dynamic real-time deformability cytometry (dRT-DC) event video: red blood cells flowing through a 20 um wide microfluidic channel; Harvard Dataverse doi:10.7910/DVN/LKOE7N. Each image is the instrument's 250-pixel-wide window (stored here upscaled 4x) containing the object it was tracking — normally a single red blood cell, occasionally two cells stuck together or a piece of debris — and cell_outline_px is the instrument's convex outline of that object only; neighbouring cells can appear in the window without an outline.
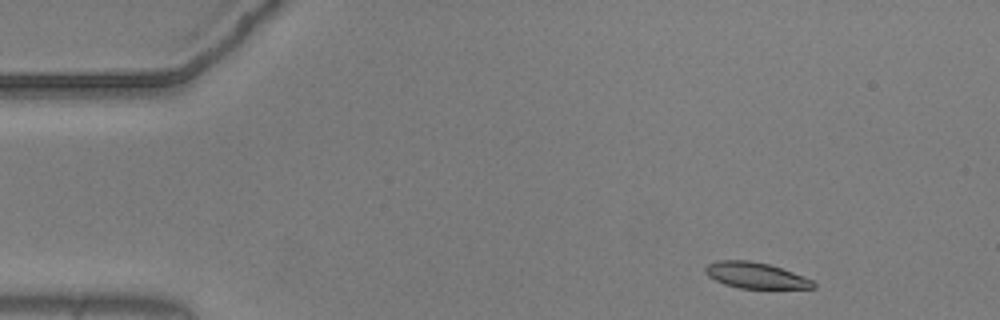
{"species": "common noctule bat (a hibernating species)", "species_latin": "Nyctalus noctula", "temperature_condition": "warm", "stored_images_in_passage": 50, "camera_frame_rate_fps": 3000, "um_per_image_px": 0.085, "animal": {"sex": "male", "body_mass_g": 20.5, "forearm_length_mm": 52.5}, "frame": {"image": 1, "passage_image": 2, "time_ms": 0.333, "image_size_px": [1000, 320], "cell_outline_px": [[816, 288], [740, 288], [724, 284], [708, 276], [704, 272], [704, 268], [708, 264], [716, 260], [748, 260], [768, 264], [792, 272], [812, 280], [816, 284]], "centroid_in_image_um": [64.19, 23.4], "position_along_channel_um": 20.8, "area_um2": 16.18}}
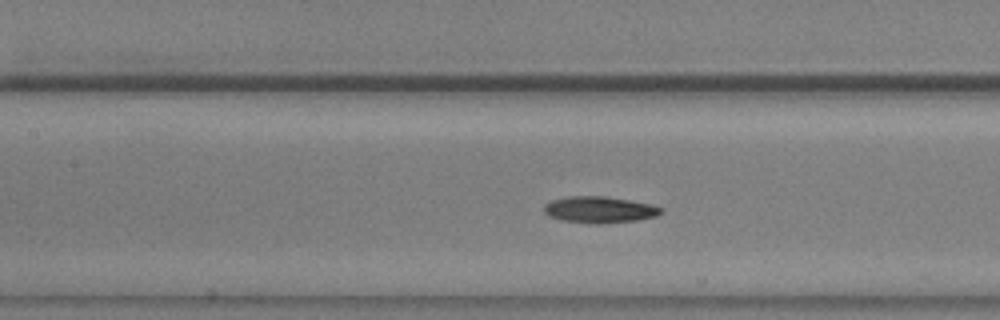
{"frame": {"image": 2, "passage_image": 20, "time_ms": 6.333, "image_size_px": [1000, 320], "cell_outline_px": [[664, 212], [656, 216], [636, 220], [604, 224], [596, 224], [560, 220], [548, 216], [544, 212], [544, 204], [552, 200], [568, 196], [604, 196], [652, 204], [664, 208]], "centroid_in_image_um": [50.96, 17.83], "position_along_channel_um": 156.4, "area_um2": 18.21}}
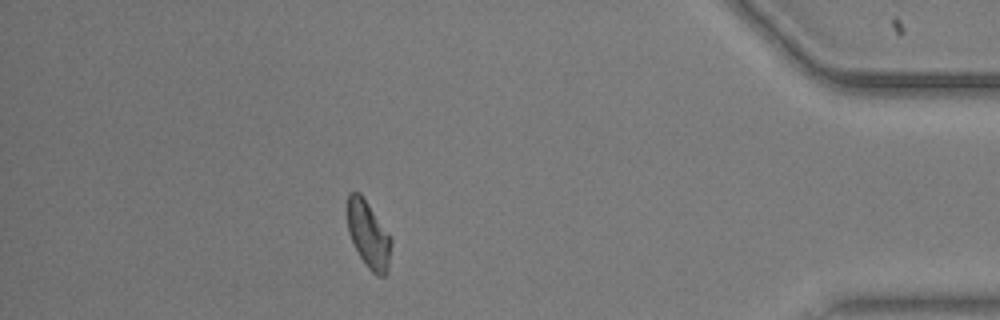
{"frame": {"image": 3, "passage_image": 44, "time_ms": 14.333, "image_size_px": [1000, 320], "cell_outline_px": [[392, 240], [388, 272], [384, 276], [376, 276], [368, 268], [360, 256], [348, 232], [348, 192], [360, 192]], "centroid_in_image_um": [31.33, 19.98], "position_along_channel_um": 403.9, "area_um2": 16.7}, "authors_computed_cell_mechanics": {"area_um2": 17.3978, "velocity_mm_per_s": 3.6638, "shape_relaxation_time_tau1_ms": 4.6426, "shape_relaxation_time_tau2_ms": null, "deformation_change_tau1": 0.1516, "deformation_change_tau2": null}}